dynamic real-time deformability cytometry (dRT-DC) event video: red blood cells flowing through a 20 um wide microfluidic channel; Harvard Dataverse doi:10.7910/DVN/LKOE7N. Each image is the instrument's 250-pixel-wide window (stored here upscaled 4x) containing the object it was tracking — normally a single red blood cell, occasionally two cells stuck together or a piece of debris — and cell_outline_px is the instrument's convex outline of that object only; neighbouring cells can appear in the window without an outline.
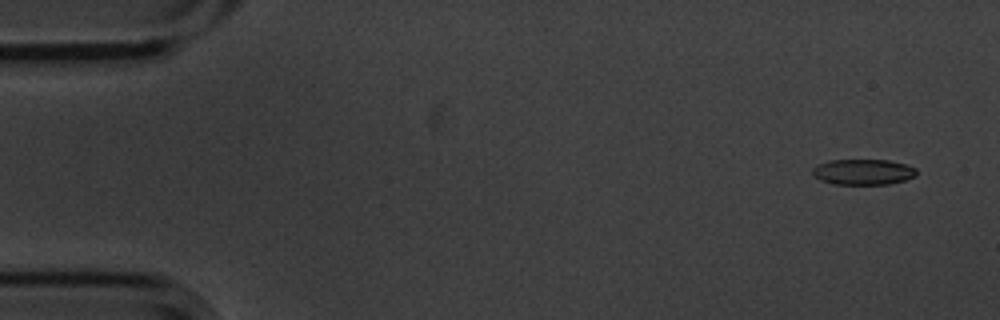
{"species": "common noctule bat (a hibernating species)", "species_latin": "Nyctalus noctula", "temperature_condition": "cold", "stored_images_in_passage": 4, "camera_frame_rate_fps": 3000, "um_per_image_px": 0.085, "animal": {"sex": "male", "body_mass_g": 20.1, "forearm_length_mm": 53.5}, "frame": {"image": 1, "passage_image": 1, "time_ms": 0.0, "image_size_px": [1000, 320], "cell_outline_px": [[916, 176], [904, 180], [888, 184], [832, 184], [820, 180], [812, 172], [812, 168], [828, 160], [888, 160], [904, 164], [916, 168]], "centroid_in_image_um": [73.37, 14.61], "position_along_channel_um": 11.6, "area_um2": 15.43}}
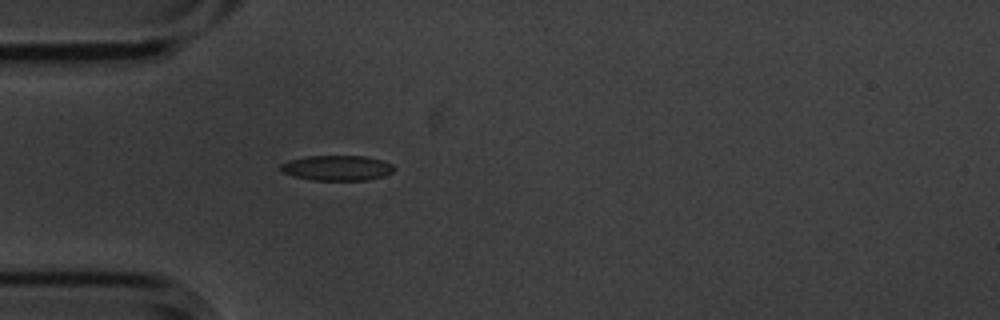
{"frame": {"image": 2, "passage_image": 4, "time_ms": 1.0, "image_size_px": [1000, 320], "cell_outline_px": [[396, 168], [392, 172], [384, 176], [368, 180], [312, 180], [292, 176], [284, 172], [280, 168], [280, 164], [288, 160], [308, 156], [364, 156], [380, 160], [392, 164]], "centroid_in_image_um": [28.65, 14.28], "position_along_channel_um": 56.4, "area_um2": 16.65}}